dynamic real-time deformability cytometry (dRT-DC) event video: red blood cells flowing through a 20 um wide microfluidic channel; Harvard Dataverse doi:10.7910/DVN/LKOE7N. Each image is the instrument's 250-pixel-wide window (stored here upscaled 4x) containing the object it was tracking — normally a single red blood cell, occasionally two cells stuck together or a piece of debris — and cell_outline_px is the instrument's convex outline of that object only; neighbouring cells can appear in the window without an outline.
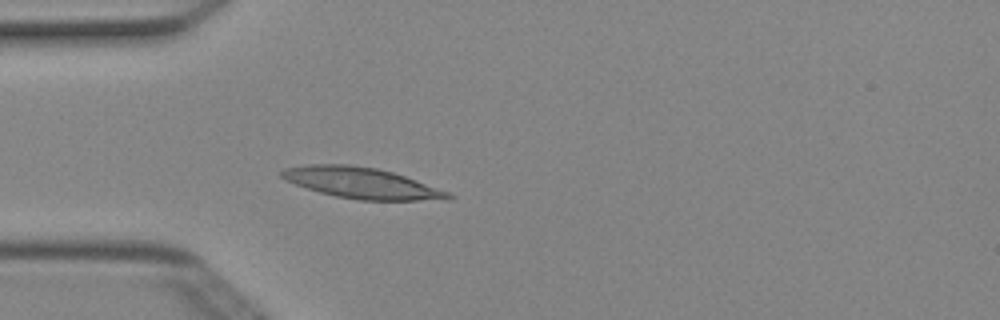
{"species": "Egyptian fruit bat (a non-hibernating species)", "species_latin": "Rousettus aegyptiacus", "temperature_condition": "cold", "stored_images_in_passage": 4, "camera_frame_rate_fps": 3000, "um_per_image_px": 0.085, "animal": {"sex": "female"}, "frame": {"image": 1, "passage_image": 4, "time_ms": 1.0, "image_size_px": [1000, 320], "cell_outline_px": [[456, 196], [452, 200], [360, 200], [336, 196], [320, 192], [284, 180], [280, 176], [280, 172], [284, 168], [308, 164], [348, 164], [376, 168], [392, 172], [404, 176], [448, 192]], "centroid_in_image_um": [30.73, 15.55], "position_along_channel_um": 54.3, "area_um2": 29.82}}